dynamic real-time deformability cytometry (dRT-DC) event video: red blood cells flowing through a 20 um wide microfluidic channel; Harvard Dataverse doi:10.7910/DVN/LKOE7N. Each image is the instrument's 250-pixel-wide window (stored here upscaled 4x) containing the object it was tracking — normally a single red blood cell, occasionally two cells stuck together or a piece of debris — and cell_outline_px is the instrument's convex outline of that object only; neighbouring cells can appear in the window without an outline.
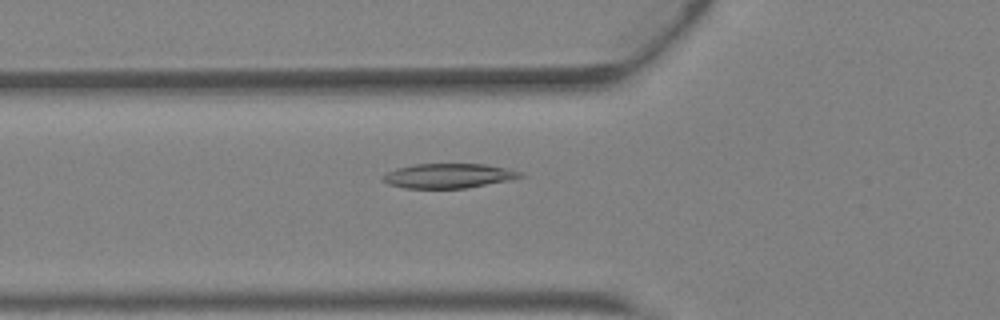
{"species": "Egyptian fruit bat (a non-hibernating species)", "species_latin": "Rousettus aegyptiacus", "temperature_condition": "warm", "stored_images_in_passage": 44, "camera_frame_rate_fps": 3000, "um_per_image_px": 0.085, "animal": {"sex": "female"}, "frame": {"image": 1, "passage_image": 16, "time_ms": 5.0, "image_size_px": [1000, 320], "cell_outline_px": [[524, 176], [508, 180], [468, 188], [404, 188], [388, 184], [380, 180], [388, 172], [396, 168], [416, 164], [484, 164], [508, 168], [520, 172]], "centroid_in_image_um": [38.1, 14.94], "position_along_channel_um": 87.7, "area_um2": 19.59}}
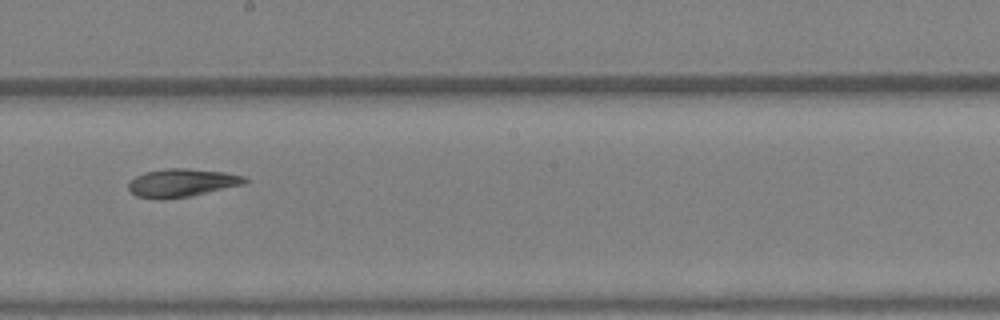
{"frame": {"image": 2, "passage_image": 25, "time_ms": 8.0, "image_size_px": [1000, 320], "cell_outline_px": [[248, 180], [244, 184], [188, 196], [164, 200], [156, 200], [136, 196], [128, 188], [128, 184], [136, 176], [144, 172], [164, 168], [184, 168], [224, 172], [244, 176]], "centroid_in_image_um": [15.41, 15.54], "position_along_channel_um": 232.8, "area_um2": 19.02}}
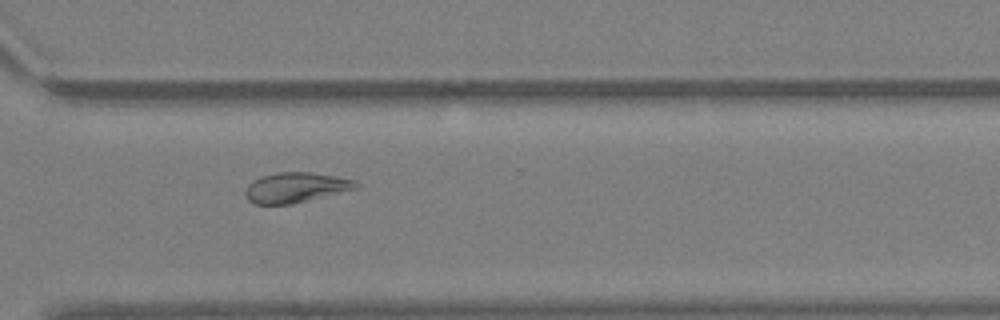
{"frame": {"image": 3, "passage_image": 32, "time_ms": 10.333, "image_size_px": [1000, 320], "cell_outline_px": [[360, 188], [292, 204], [252, 204], [248, 200], [244, 192], [248, 184], [252, 180], [260, 176], [280, 172], [312, 172], [336, 176], [356, 180], [360, 184]], "centroid_in_image_um": [25.15, 15.93], "position_along_channel_um": 345.4, "area_um2": 19.71}, "authors_computed_cell_mechanics": {"area_um2": 21.1259, "velocity_mm_per_s": 4.8277, "shape_relaxation_time_tau1_ms": null, "shape_relaxation_time_tau2_ms": 3.3533, "deformation_change_tau1": null, "deformation_change_tau2": 0.1056}}